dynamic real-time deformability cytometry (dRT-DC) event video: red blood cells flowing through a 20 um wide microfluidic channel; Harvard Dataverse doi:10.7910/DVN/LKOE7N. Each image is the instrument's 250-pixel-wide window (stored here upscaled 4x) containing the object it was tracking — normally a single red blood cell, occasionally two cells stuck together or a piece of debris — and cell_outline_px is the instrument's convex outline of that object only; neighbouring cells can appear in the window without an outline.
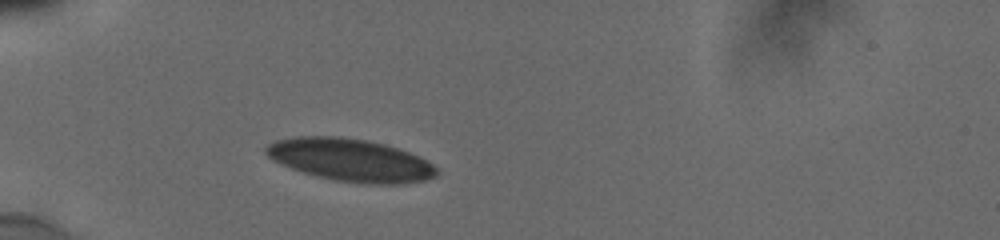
{"species": "human", "species_latin": "Homo sapiens", "temperature_condition": "cold", "stored_images_in_passage": 38, "camera_frame_rate_fps": 3000, "um_per_image_px": 0.085, "donor": {"sex": "male"}, "frame": {"image": 1, "passage_image": 1, "time_ms": 0.0, "image_size_px": [1000, 240], "cell_outline_px": [[440, 172], [436, 176], [424, 180], [400, 184], [364, 184], [336, 180], [316, 176], [280, 164], [272, 160], [264, 152], [264, 148], [268, 144], [276, 140], [296, 136], [340, 136], [368, 140], [384, 144], [408, 152], [432, 164]], "centroid_in_image_um": [29.75, 13.6], "position_along_channel_um": 55.2, "area_um2": 42.31}}
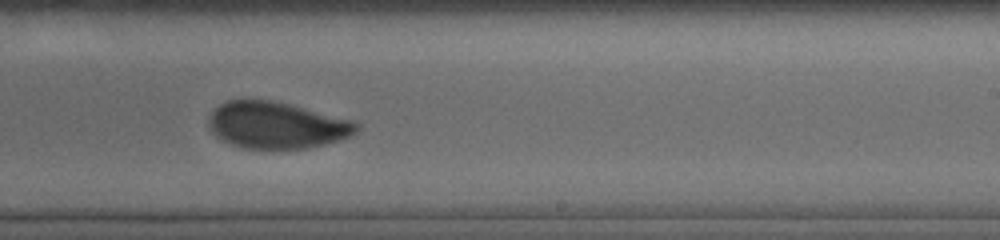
{"frame": {"image": 2, "passage_image": 19, "time_ms": 6.0, "image_size_px": [1000, 240], "cell_outline_px": [[360, 128], [356, 132], [340, 140], [308, 148], [244, 148], [220, 140], [212, 132], [208, 124], [208, 120], [212, 112], [220, 104], [228, 100], [268, 100], [288, 104], [352, 120], [360, 124]], "centroid_in_image_um": [23.5, 10.65], "position_along_channel_um": 265.5, "area_um2": 39.77}}
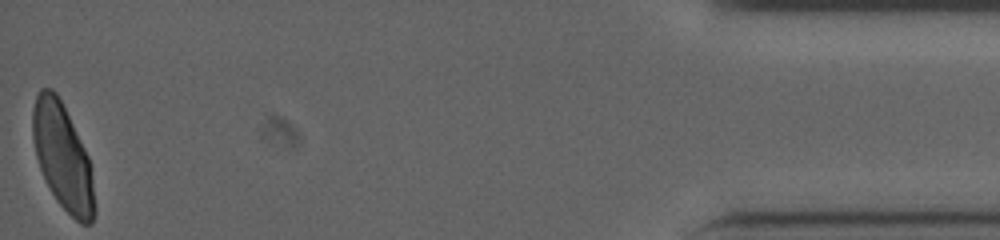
{"frame": {"image": 3, "passage_image": 38, "time_ms": 12.333, "image_size_px": [1000, 240], "cell_outline_px": [[96, 212], [92, 224], [80, 224], [56, 200], [44, 180], [36, 156], [32, 140], [32, 108], [36, 96], [40, 88], [52, 88], [56, 92], [88, 156], [92, 180], [96, 208]], "centroid_in_image_um": [5.3, 13.36], "position_along_channel_um": 429.9, "area_um2": 37.97}, "authors_computed_cell_mechanics": {"area_um2": 40.3444, "velocity_mm_per_s": 3.8325, "shape_relaxation_time_tau1_ms": 10.0494, "shape_relaxation_time_tau2_ms": 0.9051, "deformation_change_tau1": 0.2124, "deformation_change_tau2": 0.0474}}